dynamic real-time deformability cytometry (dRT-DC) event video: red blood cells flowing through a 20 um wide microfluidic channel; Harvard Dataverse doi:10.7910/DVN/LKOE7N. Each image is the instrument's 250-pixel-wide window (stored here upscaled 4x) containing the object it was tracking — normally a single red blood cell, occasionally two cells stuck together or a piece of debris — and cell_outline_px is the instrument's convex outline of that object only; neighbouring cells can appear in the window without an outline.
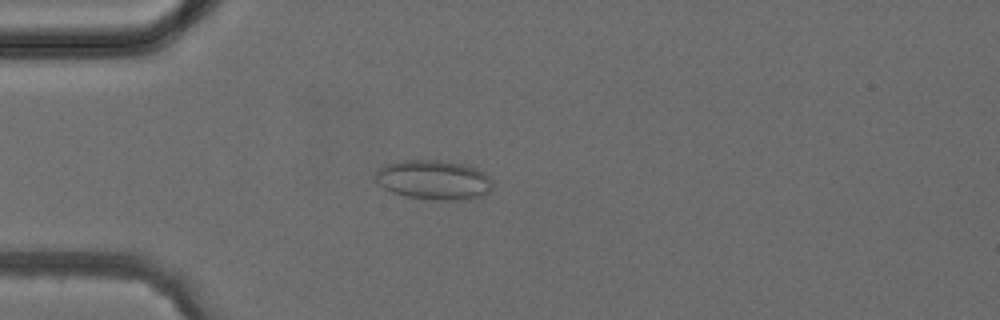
{"species": "common noctule bat (a hibernating species)", "species_latin": "Nyctalus noctula", "temperature_condition": "cold", "stored_images_in_passage": 2, "camera_frame_rate_fps": 3000, "um_per_image_px": 0.085, "animal": {"sex": "female", "body_mass_g": 24.6, "forearm_length_mm": 56.2}, "frame": {"image": 1, "passage_image": 2, "time_ms": 1.0, "image_size_px": [1000, 320], "cell_outline_px": [[492, 188], [484, 196], [472, 200], [436, 200], [404, 196], [392, 192], [376, 184], [372, 176], [372, 172], [388, 164], [404, 160], [440, 160], [460, 164], [476, 168], [484, 172], [492, 180]], "centroid_in_image_um": [36.84, 15.31], "position_along_channel_um": 48.2, "area_um2": 27.46}}